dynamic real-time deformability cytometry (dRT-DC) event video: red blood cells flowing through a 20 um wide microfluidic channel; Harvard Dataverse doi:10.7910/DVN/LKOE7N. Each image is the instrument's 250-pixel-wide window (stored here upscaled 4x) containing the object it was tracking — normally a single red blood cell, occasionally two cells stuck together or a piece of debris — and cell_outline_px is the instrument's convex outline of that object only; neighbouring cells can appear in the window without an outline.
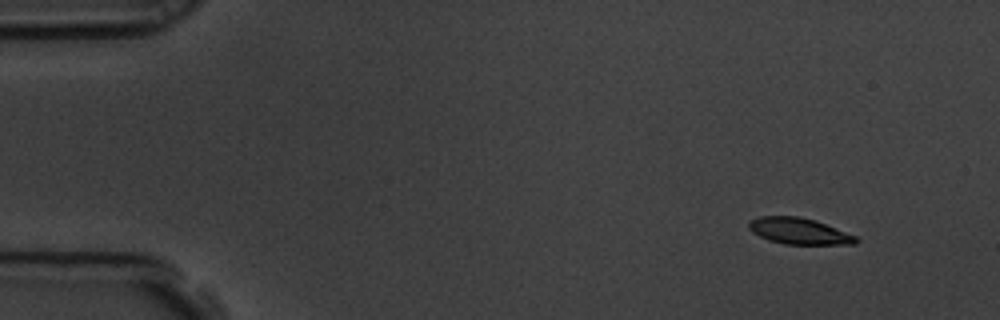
{"species": "common noctule bat (a hibernating species)", "species_latin": "Nyctalus noctula", "temperature_condition": "room temperature", "stored_images_in_passage": 9, "camera_frame_rate_fps": 3000, "um_per_image_px": 0.085, "animal": {"sex": "male", "body_mass_g": 19.5, "forearm_length_mm": 54.6}, "frame": {"image": 1, "passage_image": 1, "time_ms": 0.0, "image_size_px": [1000, 320], "cell_outline_px": [[860, 240], [856, 244], [784, 244], [768, 240], [752, 232], [748, 228], [748, 224], [752, 220], [760, 216], [800, 216], [816, 220], [856, 236]], "centroid_in_image_um": [67.93, 19.64], "position_along_channel_um": 17.1, "area_um2": 16.42}}
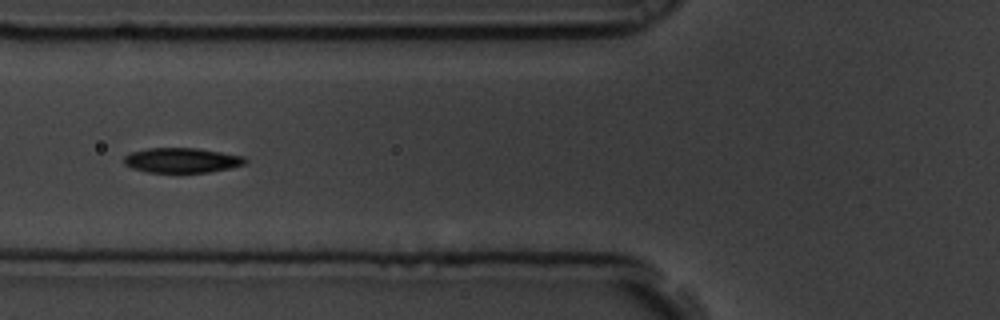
{"frame": {"image": 2, "passage_image": 6, "time_ms": 1.667, "image_size_px": [1000, 320], "cell_outline_px": [[248, 160], [244, 164], [228, 168], [208, 172], [148, 172], [132, 168], [124, 164], [124, 156], [128, 152], [148, 148], [196, 148], [244, 156]], "centroid_in_image_um": [15.41, 13.61], "position_along_channel_um": 110.4, "area_um2": 17.51}}
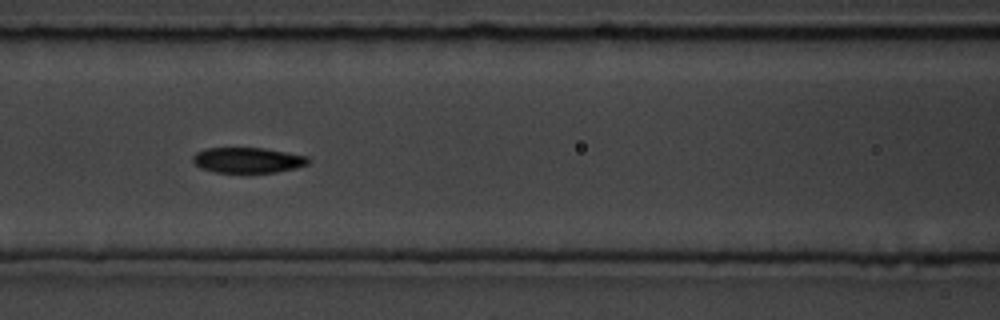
{"frame": {"image": 3, "passage_image": 7, "time_ms": 2.0, "image_size_px": [1000, 320], "cell_outline_px": [[312, 160], [308, 164], [296, 168], [276, 172], [216, 172], [200, 168], [192, 160], [192, 156], [196, 152], [204, 148], [264, 148], [308, 156]], "centroid_in_image_um": [21.07, 13.6], "position_along_channel_um": 145.5, "area_um2": 17.17}}